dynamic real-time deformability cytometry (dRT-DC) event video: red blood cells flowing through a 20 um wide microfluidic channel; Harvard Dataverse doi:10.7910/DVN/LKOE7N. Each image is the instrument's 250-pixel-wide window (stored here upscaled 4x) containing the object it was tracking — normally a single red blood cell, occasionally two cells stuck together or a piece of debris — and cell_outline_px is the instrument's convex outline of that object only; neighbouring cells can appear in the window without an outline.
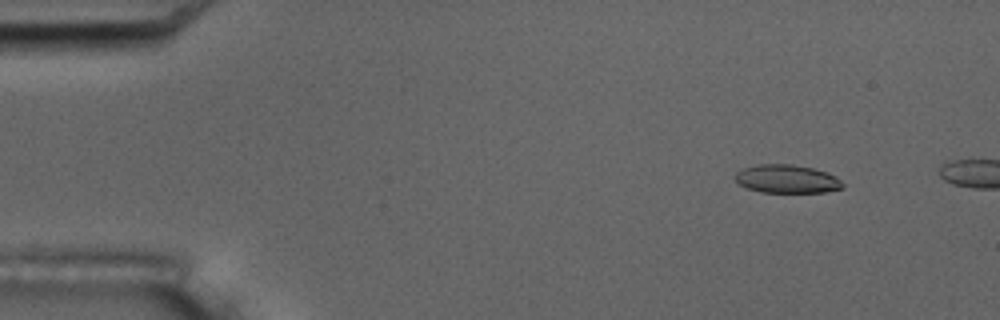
{"species": "common noctule bat (a hibernating species)", "species_latin": "Nyctalus noctula", "temperature_condition": "room temperature", "stored_images_in_passage": 10, "camera_frame_rate_fps": 3000, "um_per_image_px": 0.085, "animal": {"sex": "male", "body_mass_g": 17.5, "forearm_length_mm": 52.3}, "frame": {"image": 1, "passage_image": 6, "time_ms": 1.667, "image_size_px": [1000, 320], "cell_outline_px": [[844, 188], [824, 192], [760, 192], [748, 188], [740, 184], [736, 180], [736, 172], [744, 168], [756, 164], [792, 164], [812, 168], [828, 172], [836, 176], [844, 184]], "centroid_in_image_um": [66.92, 15.2], "position_along_channel_um": 18.1, "area_um2": 17.74}}